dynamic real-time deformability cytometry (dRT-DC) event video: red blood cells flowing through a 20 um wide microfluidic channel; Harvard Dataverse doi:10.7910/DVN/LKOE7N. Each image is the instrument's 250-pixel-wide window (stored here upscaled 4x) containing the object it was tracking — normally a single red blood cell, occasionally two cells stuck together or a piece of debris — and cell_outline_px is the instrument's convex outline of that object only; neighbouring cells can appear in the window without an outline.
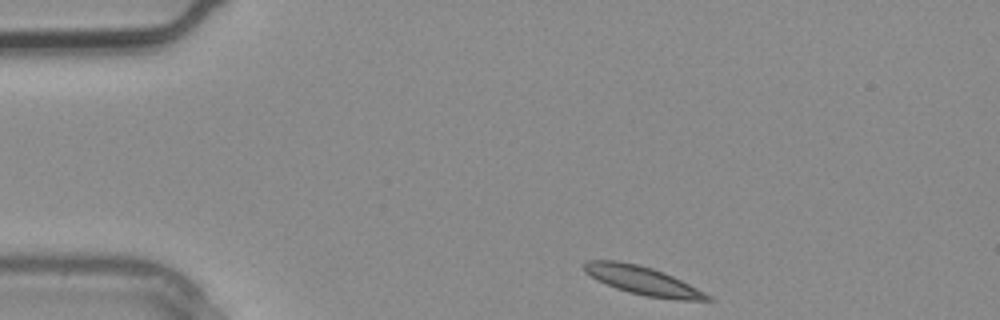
{"species": "common noctule bat (a hibernating species)", "species_latin": "Nyctalus noctula", "temperature_condition": "warm", "stored_images_in_passage": 2, "camera_frame_rate_fps": 3000, "um_per_image_px": 0.085, "animal": {"sex": "male", "body_mass_g": 20.4}, "frame": {"image": 1, "passage_image": 1, "time_ms": 0.0, "image_size_px": [1000, 320], "cell_outline_px": [[712, 300], [676, 300], [644, 296], [628, 292], [616, 288], [596, 280], [584, 272], [584, 264], [588, 260], [616, 260], [636, 264], [652, 268], [664, 272], [712, 296]], "centroid_in_image_um": [54.6, 23.85], "position_along_channel_um": 30.4, "area_um2": 20.35}}
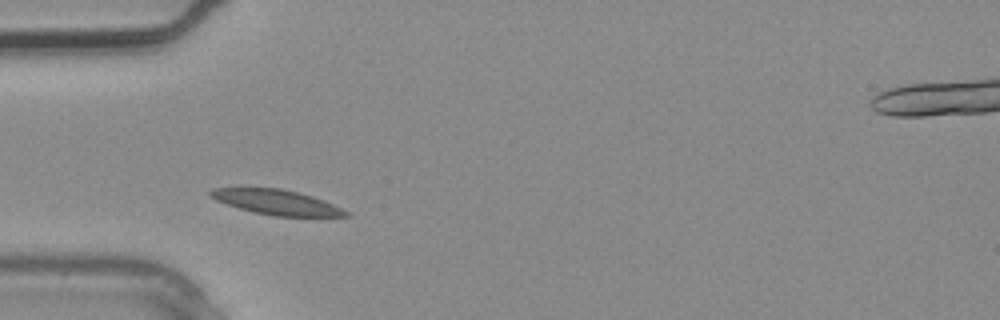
{"frame": {"image": 2, "passage_image": 2, "time_ms": 0.333, "image_size_px": [1000, 320], "cell_outline_px": [[352, 216], [272, 216], [240, 208], [216, 200], [208, 196], [208, 192], [212, 188], [280, 188], [312, 196], [324, 200], [348, 212]], "centroid_in_image_um": [23.49, 17.18], "position_along_channel_um": 61.5, "area_um2": 19.36}}